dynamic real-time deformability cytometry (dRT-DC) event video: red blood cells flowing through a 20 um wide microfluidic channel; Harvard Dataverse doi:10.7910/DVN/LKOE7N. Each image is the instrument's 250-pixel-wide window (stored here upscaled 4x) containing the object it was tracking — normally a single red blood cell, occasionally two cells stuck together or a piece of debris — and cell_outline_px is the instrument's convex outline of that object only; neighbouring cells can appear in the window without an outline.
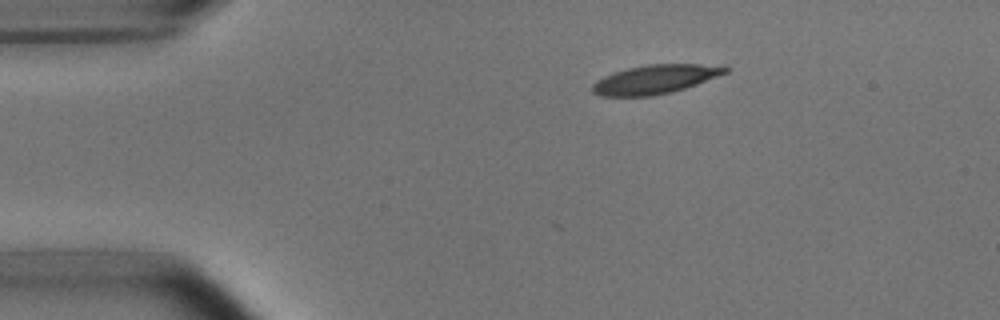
{"species": "common noctule bat (a hibernating species)", "species_latin": "Nyctalus noctula", "temperature_condition": "room temperature", "stored_images_in_passage": 3, "camera_frame_rate_fps": 3000, "um_per_image_px": 0.085, "animal": {"sex": "male", "body_mass_g": 15.6}, "frame": {"image": 1, "passage_image": 1, "time_ms": 0.0, "image_size_px": [1000, 320], "cell_outline_px": [[728, 72], [696, 84], [672, 92], [652, 96], [600, 96], [592, 92], [592, 84], [596, 80], [612, 72], [628, 68], [648, 64], [724, 64], [728, 68]], "centroid_in_image_um": [55.69, 6.73], "position_along_channel_um": 29.3, "area_um2": 22.54}}